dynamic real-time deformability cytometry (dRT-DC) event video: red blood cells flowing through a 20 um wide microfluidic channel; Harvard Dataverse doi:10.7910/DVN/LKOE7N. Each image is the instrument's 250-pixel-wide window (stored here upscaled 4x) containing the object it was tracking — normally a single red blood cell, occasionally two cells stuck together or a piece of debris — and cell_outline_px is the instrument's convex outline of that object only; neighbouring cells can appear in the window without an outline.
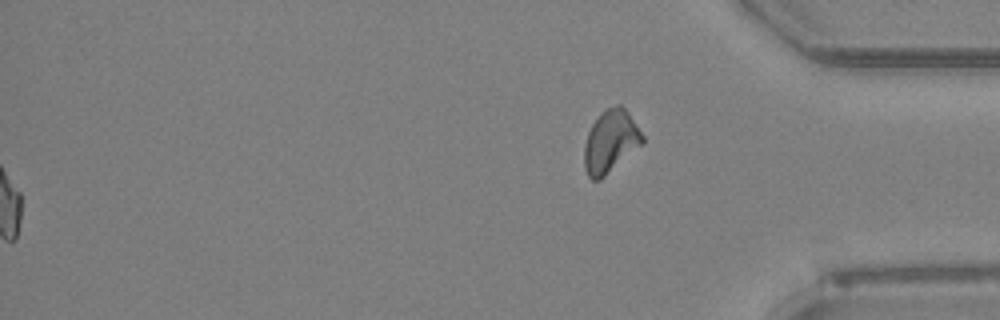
{"species": "Egyptian fruit bat (a non-hibernating species)", "species_latin": "Rousettus aegyptiacus", "temperature_condition": "room temperature", "stored_images_in_passage": 52, "segment_of_instrument_passage": [2, 2], "camera_frame_rate_fps": 3000, "um_per_image_px": 0.085, "animal": {"sex": "female"}, "frame": {"image": 1, "passage_image": 52, "time_ms": 17.0, "image_size_px": [1000, 320], "cell_outline_px": [[644, 140], [640, 144], [600, 180], [592, 180], [588, 176], [584, 168], [584, 144], [588, 132], [592, 124], [600, 112], [616, 104], [620, 104], [628, 112], [644, 136]], "centroid_in_image_um": [51.85, 12.0], "position_along_channel_um": 383.3, "area_um2": 20.87}}